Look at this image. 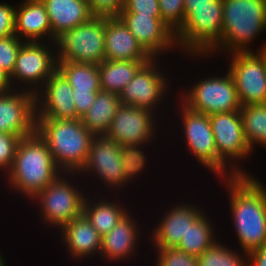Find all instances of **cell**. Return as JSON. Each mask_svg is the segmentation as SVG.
<instances>
[{
    "label": "cell",
    "instance_id": "d6a6232c",
    "mask_svg": "<svg viewBox=\"0 0 266 266\" xmlns=\"http://www.w3.org/2000/svg\"><path fill=\"white\" fill-rule=\"evenodd\" d=\"M24 42L16 35L0 38V67L9 76L14 71L17 54Z\"/></svg>",
    "mask_w": 266,
    "mask_h": 266
},
{
    "label": "cell",
    "instance_id": "603a6c76",
    "mask_svg": "<svg viewBox=\"0 0 266 266\" xmlns=\"http://www.w3.org/2000/svg\"><path fill=\"white\" fill-rule=\"evenodd\" d=\"M59 232L70 259L88 260L93 255L96 257V253L100 254L102 237L84 214L64 225Z\"/></svg>",
    "mask_w": 266,
    "mask_h": 266
},
{
    "label": "cell",
    "instance_id": "f546056e",
    "mask_svg": "<svg viewBox=\"0 0 266 266\" xmlns=\"http://www.w3.org/2000/svg\"><path fill=\"white\" fill-rule=\"evenodd\" d=\"M240 113L246 142L254 151V146H266V104H248L242 106Z\"/></svg>",
    "mask_w": 266,
    "mask_h": 266
},
{
    "label": "cell",
    "instance_id": "484cf974",
    "mask_svg": "<svg viewBox=\"0 0 266 266\" xmlns=\"http://www.w3.org/2000/svg\"><path fill=\"white\" fill-rule=\"evenodd\" d=\"M92 198H85L83 205V214L97 230L101 237L108 234L112 228L118 224L121 218L128 212L126 207L113 201L111 199L101 198L92 200Z\"/></svg>",
    "mask_w": 266,
    "mask_h": 266
},
{
    "label": "cell",
    "instance_id": "3957f363",
    "mask_svg": "<svg viewBox=\"0 0 266 266\" xmlns=\"http://www.w3.org/2000/svg\"><path fill=\"white\" fill-rule=\"evenodd\" d=\"M36 132L47 143L62 172L79 173L85 166L94 135L81 119H36Z\"/></svg>",
    "mask_w": 266,
    "mask_h": 266
},
{
    "label": "cell",
    "instance_id": "ba28073f",
    "mask_svg": "<svg viewBox=\"0 0 266 266\" xmlns=\"http://www.w3.org/2000/svg\"><path fill=\"white\" fill-rule=\"evenodd\" d=\"M178 106L182 117V131L185 134L187 149L207 169L220 179L232 178L237 175L229 170L228 166L218 157L215 138L212 131L209 115L195 112L185 106L181 101ZM228 173V174H227ZM219 174V175H218Z\"/></svg>",
    "mask_w": 266,
    "mask_h": 266
},
{
    "label": "cell",
    "instance_id": "e0dca14e",
    "mask_svg": "<svg viewBox=\"0 0 266 266\" xmlns=\"http://www.w3.org/2000/svg\"><path fill=\"white\" fill-rule=\"evenodd\" d=\"M15 89L0 93V132L23 138L36 132V96L24 87Z\"/></svg>",
    "mask_w": 266,
    "mask_h": 266
},
{
    "label": "cell",
    "instance_id": "4fadbf2b",
    "mask_svg": "<svg viewBox=\"0 0 266 266\" xmlns=\"http://www.w3.org/2000/svg\"><path fill=\"white\" fill-rule=\"evenodd\" d=\"M157 63L159 66L157 58H152L137 71L119 94L121 104L158 112L156 109L163 102L165 94H169L170 81L167 75H163V69L159 70L161 68Z\"/></svg>",
    "mask_w": 266,
    "mask_h": 266
},
{
    "label": "cell",
    "instance_id": "ee69618b",
    "mask_svg": "<svg viewBox=\"0 0 266 266\" xmlns=\"http://www.w3.org/2000/svg\"><path fill=\"white\" fill-rule=\"evenodd\" d=\"M3 255H1V251H0V266H7L5 265V261H4V257H2Z\"/></svg>",
    "mask_w": 266,
    "mask_h": 266
},
{
    "label": "cell",
    "instance_id": "8d00e7d4",
    "mask_svg": "<svg viewBox=\"0 0 266 266\" xmlns=\"http://www.w3.org/2000/svg\"><path fill=\"white\" fill-rule=\"evenodd\" d=\"M90 11L94 16H118L124 7V0H90Z\"/></svg>",
    "mask_w": 266,
    "mask_h": 266
},
{
    "label": "cell",
    "instance_id": "8992f818",
    "mask_svg": "<svg viewBox=\"0 0 266 266\" xmlns=\"http://www.w3.org/2000/svg\"><path fill=\"white\" fill-rule=\"evenodd\" d=\"M71 175L76 177V173L62 172L32 199L39 202V214L43 223L57 227V230L83 214L86 195L76 184L70 182L73 180Z\"/></svg>",
    "mask_w": 266,
    "mask_h": 266
},
{
    "label": "cell",
    "instance_id": "d6986e66",
    "mask_svg": "<svg viewBox=\"0 0 266 266\" xmlns=\"http://www.w3.org/2000/svg\"><path fill=\"white\" fill-rule=\"evenodd\" d=\"M169 208V211L162 216L158 226H155L151 233L154 248H174L176 247L183 236L191 226L205 211L197 207L196 204H186L183 202L179 205H174Z\"/></svg>",
    "mask_w": 266,
    "mask_h": 266
},
{
    "label": "cell",
    "instance_id": "30bf717a",
    "mask_svg": "<svg viewBox=\"0 0 266 266\" xmlns=\"http://www.w3.org/2000/svg\"><path fill=\"white\" fill-rule=\"evenodd\" d=\"M48 43L54 44L52 47L56 46L55 42H24L10 76L13 89L20 85L24 86L26 91L36 94L57 70V53L54 51L56 49L51 48ZM15 83L17 85H14Z\"/></svg>",
    "mask_w": 266,
    "mask_h": 266
},
{
    "label": "cell",
    "instance_id": "e575fe53",
    "mask_svg": "<svg viewBox=\"0 0 266 266\" xmlns=\"http://www.w3.org/2000/svg\"><path fill=\"white\" fill-rule=\"evenodd\" d=\"M21 139L20 135L0 132V171L3 173L7 174L11 170Z\"/></svg>",
    "mask_w": 266,
    "mask_h": 266
},
{
    "label": "cell",
    "instance_id": "8fae6325",
    "mask_svg": "<svg viewBox=\"0 0 266 266\" xmlns=\"http://www.w3.org/2000/svg\"><path fill=\"white\" fill-rule=\"evenodd\" d=\"M232 75L242 106L266 104V42L256 52L230 53Z\"/></svg>",
    "mask_w": 266,
    "mask_h": 266
},
{
    "label": "cell",
    "instance_id": "9c48e42d",
    "mask_svg": "<svg viewBox=\"0 0 266 266\" xmlns=\"http://www.w3.org/2000/svg\"><path fill=\"white\" fill-rule=\"evenodd\" d=\"M220 76H207L187 91L181 90L180 101L189 109L206 115L240 111L242 105L232 75L227 71Z\"/></svg>",
    "mask_w": 266,
    "mask_h": 266
},
{
    "label": "cell",
    "instance_id": "f1b7e54d",
    "mask_svg": "<svg viewBox=\"0 0 266 266\" xmlns=\"http://www.w3.org/2000/svg\"><path fill=\"white\" fill-rule=\"evenodd\" d=\"M204 212L191 226L180 243L175 247L180 251L198 257L209 249L217 240L213 223Z\"/></svg>",
    "mask_w": 266,
    "mask_h": 266
},
{
    "label": "cell",
    "instance_id": "7402d4cb",
    "mask_svg": "<svg viewBox=\"0 0 266 266\" xmlns=\"http://www.w3.org/2000/svg\"><path fill=\"white\" fill-rule=\"evenodd\" d=\"M15 35L25 42H52L51 23L41 0H23L16 7Z\"/></svg>",
    "mask_w": 266,
    "mask_h": 266
},
{
    "label": "cell",
    "instance_id": "5b68a950",
    "mask_svg": "<svg viewBox=\"0 0 266 266\" xmlns=\"http://www.w3.org/2000/svg\"><path fill=\"white\" fill-rule=\"evenodd\" d=\"M222 32V0L215 1L213 7L184 8L183 26L175 33L177 51L205 56L221 40Z\"/></svg>",
    "mask_w": 266,
    "mask_h": 266
},
{
    "label": "cell",
    "instance_id": "cb8c5ba5",
    "mask_svg": "<svg viewBox=\"0 0 266 266\" xmlns=\"http://www.w3.org/2000/svg\"><path fill=\"white\" fill-rule=\"evenodd\" d=\"M49 16L52 42L61 34L89 21L94 15L82 0H41Z\"/></svg>",
    "mask_w": 266,
    "mask_h": 266
},
{
    "label": "cell",
    "instance_id": "b9f144b4",
    "mask_svg": "<svg viewBox=\"0 0 266 266\" xmlns=\"http://www.w3.org/2000/svg\"><path fill=\"white\" fill-rule=\"evenodd\" d=\"M12 90L10 76L0 67V93H7Z\"/></svg>",
    "mask_w": 266,
    "mask_h": 266
},
{
    "label": "cell",
    "instance_id": "6da1fadb",
    "mask_svg": "<svg viewBox=\"0 0 266 266\" xmlns=\"http://www.w3.org/2000/svg\"><path fill=\"white\" fill-rule=\"evenodd\" d=\"M223 181L239 246L250 253L266 244V187L253 175Z\"/></svg>",
    "mask_w": 266,
    "mask_h": 266
},
{
    "label": "cell",
    "instance_id": "2e32d148",
    "mask_svg": "<svg viewBox=\"0 0 266 266\" xmlns=\"http://www.w3.org/2000/svg\"><path fill=\"white\" fill-rule=\"evenodd\" d=\"M82 174H94L99 177L105 187L112 188L113 191L126 185L125 173L122 166L120 146L105 135L94 136L91 141L89 156L85 166L77 177Z\"/></svg>",
    "mask_w": 266,
    "mask_h": 266
},
{
    "label": "cell",
    "instance_id": "1f68e13d",
    "mask_svg": "<svg viewBox=\"0 0 266 266\" xmlns=\"http://www.w3.org/2000/svg\"><path fill=\"white\" fill-rule=\"evenodd\" d=\"M143 145L120 146L122 166L125 173V183L129 185L130 180L139 176L147 166L146 153Z\"/></svg>",
    "mask_w": 266,
    "mask_h": 266
},
{
    "label": "cell",
    "instance_id": "d590c367",
    "mask_svg": "<svg viewBox=\"0 0 266 266\" xmlns=\"http://www.w3.org/2000/svg\"><path fill=\"white\" fill-rule=\"evenodd\" d=\"M156 266H198L197 257L177 248L156 249Z\"/></svg>",
    "mask_w": 266,
    "mask_h": 266
},
{
    "label": "cell",
    "instance_id": "ffe728a7",
    "mask_svg": "<svg viewBox=\"0 0 266 266\" xmlns=\"http://www.w3.org/2000/svg\"><path fill=\"white\" fill-rule=\"evenodd\" d=\"M105 60L150 61L152 57L118 16H105Z\"/></svg>",
    "mask_w": 266,
    "mask_h": 266
},
{
    "label": "cell",
    "instance_id": "60d3db41",
    "mask_svg": "<svg viewBox=\"0 0 266 266\" xmlns=\"http://www.w3.org/2000/svg\"><path fill=\"white\" fill-rule=\"evenodd\" d=\"M248 266H266V244L249 253Z\"/></svg>",
    "mask_w": 266,
    "mask_h": 266
},
{
    "label": "cell",
    "instance_id": "ab89813d",
    "mask_svg": "<svg viewBox=\"0 0 266 266\" xmlns=\"http://www.w3.org/2000/svg\"><path fill=\"white\" fill-rule=\"evenodd\" d=\"M97 96V92H73V100L76 107L77 119L92 107Z\"/></svg>",
    "mask_w": 266,
    "mask_h": 266
},
{
    "label": "cell",
    "instance_id": "f6af8a7d",
    "mask_svg": "<svg viewBox=\"0 0 266 266\" xmlns=\"http://www.w3.org/2000/svg\"><path fill=\"white\" fill-rule=\"evenodd\" d=\"M82 1H85V2H87L88 4L90 3V0H82Z\"/></svg>",
    "mask_w": 266,
    "mask_h": 266
},
{
    "label": "cell",
    "instance_id": "d4e9b609",
    "mask_svg": "<svg viewBox=\"0 0 266 266\" xmlns=\"http://www.w3.org/2000/svg\"><path fill=\"white\" fill-rule=\"evenodd\" d=\"M120 105L119 94L99 91L92 107L80 119L94 136L106 135Z\"/></svg>",
    "mask_w": 266,
    "mask_h": 266
},
{
    "label": "cell",
    "instance_id": "9a60e30c",
    "mask_svg": "<svg viewBox=\"0 0 266 266\" xmlns=\"http://www.w3.org/2000/svg\"><path fill=\"white\" fill-rule=\"evenodd\" d=\"M118 17L152 58L158 59L171 48L177 49L175 32L161 19V15L120 12Z\"/></svg>",
    "mask_w": 266,
    "mask_h": 266
},
{
    "label": "cell",
    "instance_id": "4dcf8cb0",
    "mask_svg": "<svg viewBox=\"0 0 266 266\" xmlns=\"http://www.w3.org/2000/svg\"><path fill=\"white\" fill-rule=\"evenodd\" d=\"M248 255V252L243 251L242 255L217 240L209 249L197 257V262L198 266H248Z\"/></svg>",
    "mask_w": 266,
    "mask_h": 266
},
{
    "label": "cell",
    "instance_id": "74e56055",
    "mask_svg": "<svg viewBox=\"0 0 266 266\" xmlns=\"http://www.w3.org/2000/svg\"><path fill=\"white\" fill-rule=\"evenodd\" d=\"M121 12L160 15L159 2L158 0H124V7Z\"/></svg>",
    "mask_w": 266,
    "mask_h": 266
},
{
    "label": "cell",
    "instance_id": "7a4b0ae2",
    "mask_svg": "<svg viewBox=\"0 0 266 266\" xmlns=\"http://www.w3.org/2000/svg\"><path fill=\"white\" fill-rule=\"evenodd\" d=\"M61 173L47 143L35 132L19 142L14 164L6 179L9 187L20 192L21 196L33 199Z\"/></svg>",
    "mask_w": 266,
    "mask_h": 266
},
{
    "label": "cell",
    "instance_id": "44dd1931",
    "mask_svg": "<svg viewBox=\"0 0 266 266\" xmlns=\"http://www.w3.org/2000/svg\"><path fill=\"white\" fill-rule=\"evenodd\" d=\"M130 213L127 212L118 224L102 237L100 255L105 261H126L127 258L133 257V253L136 255L141 231L138 222Z\"/></svg>",
    "mask_w": 266,
    "mask_h": 266
},
{
    "label": "cell",
    "instance_id": "7c38bea8",
    "mask_svg": "<svg viewBox=\"0 0 266 266\" xmlns=\"http://www.w3.org/2000/svg\"><path fill=\"white\" fill-rule=\"evenodd\" d=\"M218 157L237 176H251L235 162L246 160L252 150L246 142L240 111L209 115ZM246 158V159H245ZM230 161V162H229Z\"/></svg>",
    "mask_w": 266,
    "mask_h": 266
},
{
    "label": "cell",
    "instance_id": "5bb4252c",
    "mask_svg": "<svg viewBox=\"0 0 266 266\" xmlns=\"http://www.w3.org/2000/svg\"><path fill=\"white\" fill-rule=\"evenodd\" d=\"M154 114L147 109L121 104L105 136L119 146L149 145L158 129Z\"/></svg>",
    "mask_w": 266,
    "mask_h": 266
},
{
    "label": "cell",
    "instance_id": "836d02e7",
    "mask_svg": "<svg viewBox=\"0 0 266 266\" xmlns=\"http://www.w3.org/2000/svg\"><path fill=\"white\" fill-rule=\"evenodd\" d=\"M161 19L176 33L184 22V0H158Z\"/></svg>",
    "mask_w": 266,
    "mask_h": 266
},
{
    "label": "cell",
    "instance_id": "277c9868",
    "mask_svg": "<svg viewBox=\"0 0 266 266\" xmlns=\"http://www.w3.org/2000/svg\"><path fill=\"white\" fill-rule=\"evenodd\" d=\"M223 32L221 40L205 55L253 52L250 43L266 32V0H222ZM225 50V51H224Z\"/></svg>",
    "mask_w": 266,
    "mask_h": 266
},
{
    "label": "cell",
    "instance_id": "83f0119b",
    "mask_svg": "<svg viewBox=\"0 0 266 266\" xmlns=\"http://www.w3.org/2000/svg\"><path fill=\"white\" fill-rule=\"evenodd\" d=\"M57 70L73 88L72 92H99L100 74L98 65L69 61H57Z\"/></svg>",
    "mask_w": 266,
    "mask_h": 266
},
{
    "label": "cell",
    "instance_id": "7bdbcfd3",
    "mask_svg": "<svg viewBox=\"0 0 266 266\" xmlns=\"http://www.w3.org/2000/svg\"><path fill=\"white\" fill-rule=\"evenodd\" d=\"M217 0H184V8H203L213 7Z\"/></svg>",
    "mask_w": 266,
    "mask_h": 266
},
{
    "label": "cell",
    "instance_id": "52a82bcc",
    "mask_svg": "<svg viewBox=\"0 0 266 266\" xmlns=\"http://www.w3.org/2000/svg\"><path fill=\"white\" fill-rule=\"evenodd\" d=\"M105 16L89 21L56 38L57 61L99 65L105 60Z\"/></svg>",
    "mask_w": 266,
    "mask_h": 266
},
{
    "label": "cell",
    "instance_id": "f35d334b",
    "mask_svg": "<svg viewBox=\"0 0 266 266\" xmlns=\"http://www.w3.org/2000/svg\"><path fill=\"white\" fill-rule=\"evenodd\" d=\"M15 7L0 2V38L15 35Z\"/></svg>",
    "mask_w": 266,
    "mask_h": 266
},
{
    "label": "cell",
    "instance_id": "4316f807",
    "mask_svg": "<svg viewBox=\"0 0 266 266\" xmlns=\"http://www.w3.org/2000/svg\"><path fill=\"white\" fill-rule=\"evenodd\" d=\"M147 62L149 61H102L98 65L101 91L120 94Z\"/></svg>",
    "mask_w": 266,
    "mask_h": 266
},
{
    "label": "cell",
    "instance_id": "ac0fdd59",
    "mask_svg": "<svg viewBox=\"0 0 266 266\" xmlns=\"http://www.w3.org/2000/svg\"><path fill=\"white\" fill-rule=\"evenodd\" d=\"M73 88L56 70L36 96V119H77Z\"/></svg>",
    "mask_w": 266,
    "mask_h": 266
}]
</instances>
